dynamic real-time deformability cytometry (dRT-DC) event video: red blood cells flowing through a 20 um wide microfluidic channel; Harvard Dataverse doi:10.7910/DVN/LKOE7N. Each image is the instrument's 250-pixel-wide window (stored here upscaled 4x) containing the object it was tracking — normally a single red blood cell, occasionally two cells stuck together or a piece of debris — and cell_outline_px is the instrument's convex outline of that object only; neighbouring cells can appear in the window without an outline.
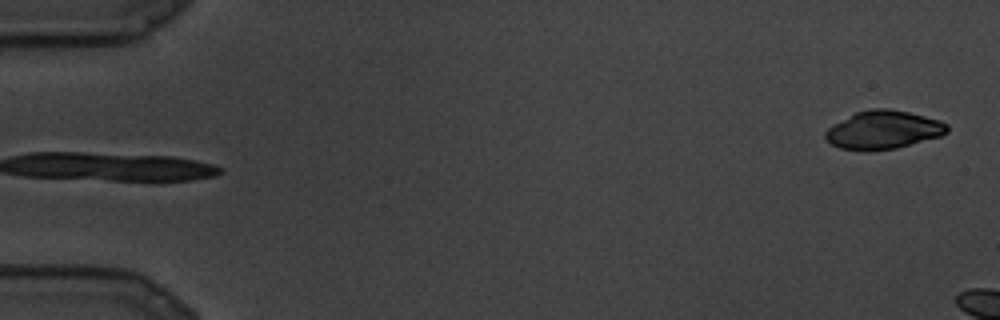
{"species": "common noctule bat (a hibernating species)", "species_latin": "Nyctalus noctula", "temperature_condition": "cold", "stored_images_in_passage": 4, "camera_frame_rate_fps": 3000, "um_per_image_px": 0.085, "animal": {"sex": "male", "body_mass_g": 19.5, "forearm_length_mm": 54.6}, "frame": {"image": 1, "passage_image": 1, "time_ms": 0.0, "image_size_px": [1000, 320], "cell_outline_px": [[948, 132], [940, 136], [896, 148], [868, 152], [840, 148], [824, 140], [824, 132], [832, 124], [856, 112], [872, 108], [888, 108], [908, 112], [940, 120], [948, 124]], "centroid_in_image_um": [75.04, 11.05], "position_along_channel_um": 10.0, "area_um2": 27.4}}